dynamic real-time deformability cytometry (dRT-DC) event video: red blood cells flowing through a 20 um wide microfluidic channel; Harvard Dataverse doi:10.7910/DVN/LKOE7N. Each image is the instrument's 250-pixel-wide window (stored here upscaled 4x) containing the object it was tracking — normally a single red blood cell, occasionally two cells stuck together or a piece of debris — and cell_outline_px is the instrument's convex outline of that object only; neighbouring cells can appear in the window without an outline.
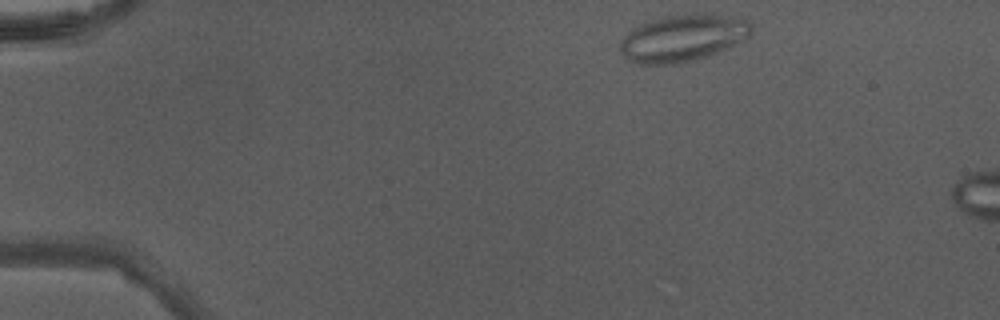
{"species": "Egyptian fruit bat (a non-hibernating species)", "species_latin": "Rousettus aegyptiacus", "temperature_condition": "warm", "stored_images_in_passage": 5, "camera_frame_rate_fps": 3000, "um_per_image_px": 0.085, "animal": {"sex": "male"}, "frame": {"image": 1, "passage_image": 1, "time_ms": 0.0, "image_size_px": [1000, 320], "cell_outline_px": [[752, 36], [708, 56], [692, 60], [672, 64], [640, 64], [628, 60], [620, 52], [620, 40], [632, 28], [640, 24], [660, 16], [692, 12], [712, 12], [748, 20], [752, 24]], "centroid_in_image_um": [58.05, 3.19], "position_along_channel_um": 26.9, "area_um2": 36.59}}